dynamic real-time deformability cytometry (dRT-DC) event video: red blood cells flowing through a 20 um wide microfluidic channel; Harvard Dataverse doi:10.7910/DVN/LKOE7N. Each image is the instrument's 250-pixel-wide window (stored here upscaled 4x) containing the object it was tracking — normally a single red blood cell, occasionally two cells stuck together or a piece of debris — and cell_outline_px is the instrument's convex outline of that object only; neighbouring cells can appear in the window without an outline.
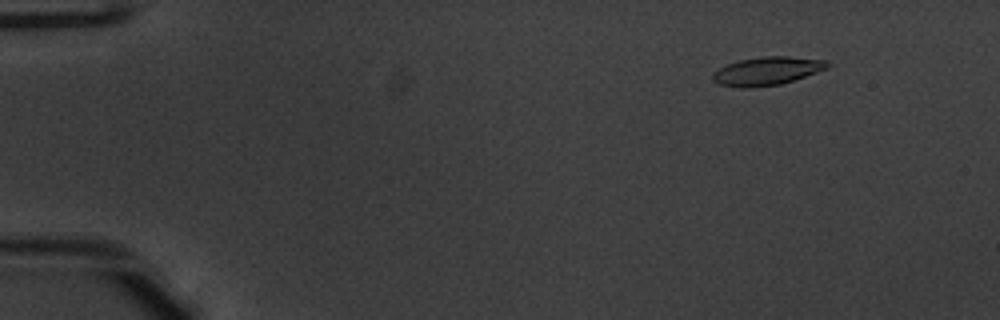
{"species": "common noctule bat (a hibernating species)", "species_latin": "Nyctalus noctula", "temperature_condition": "warm", "stored_images_in_passage": 53, "camera_frame_rate_fps": 3000, "um_per_image_px": 0.085, "animal": {"sex": "male", "body_mass_g": 20.1, "forearm_length_mm": 53.5}, "frame": {"image": 1, "passage_image": 7, "time_ms": 2.0, "image_size_px": [1000, 320], "cell_outline_px": [[828, 68], [780, 84], [752, 88], [740, 88], [720, 84], [712, 80], [712, 72], [728, 64], [740, 60], [764, 56], [788, 56], [828, 60]], "centroid_in_image_um": [65.17, 6.04], "position_along_channel_um": 19.8, "area_um2": 18.79}}
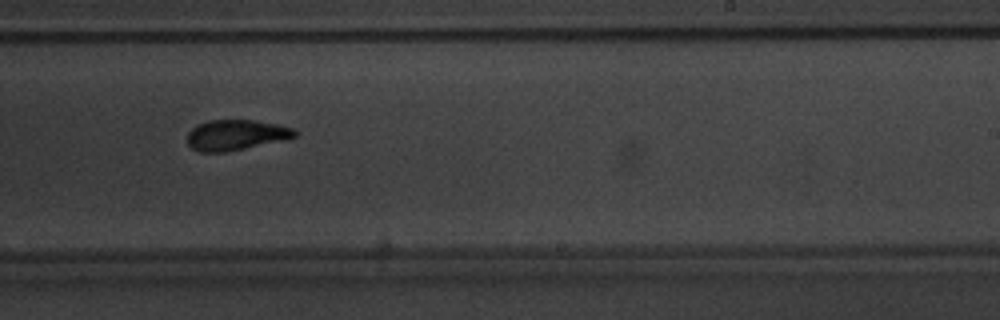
{"frame": {"image": 2, "passage_image": 34, "time_ms": 11.0, "image_size_px": [1000, 320], "cell_outline_px": [[300, 132], [296, 136], [228, 152], [200, 152], [192, 148], [188, 144], [188, 132], [196, 124], [208, 120], [256, 120], [276, 124], [292, 128]], "centroid_in_image_um": [20.01, 11.46], "position_along_channel_um": 269.0, "area_um2": 18.96}}
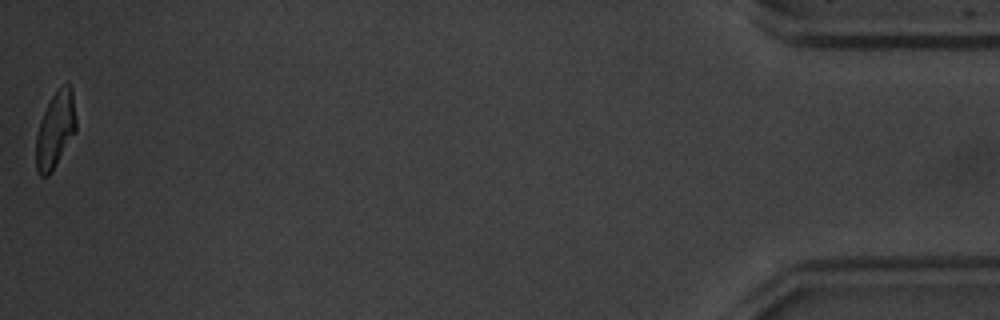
{"frame": {"image": 3, "passage_image": 53, "time_ms": 17.333, "image_size_px": [1000, 320], "cell_outline_px": [[76, 132], [52, 172], [48, 176], [40, 176], [36, 168], [36, 136], [40, 120], [52, 96], [68, 80], [72, 88], [76, 116]], "centroid_in_image_um": [4.72, 11.04], "position_along_channel_um": 430.5, "area_um2": 17.92}, "authors_computed_cell_mechanics": {"area_um2": 19.0162, "velocity_mm_per_s": 3.9365, "shape_relaxation_time_tau1_ms": 3.3701, "shape_relaxation_time_tau2_ms": 2.2615, "deformation_change_tau1": 0.1672, "deformation_change_tau2": 0.0895}}